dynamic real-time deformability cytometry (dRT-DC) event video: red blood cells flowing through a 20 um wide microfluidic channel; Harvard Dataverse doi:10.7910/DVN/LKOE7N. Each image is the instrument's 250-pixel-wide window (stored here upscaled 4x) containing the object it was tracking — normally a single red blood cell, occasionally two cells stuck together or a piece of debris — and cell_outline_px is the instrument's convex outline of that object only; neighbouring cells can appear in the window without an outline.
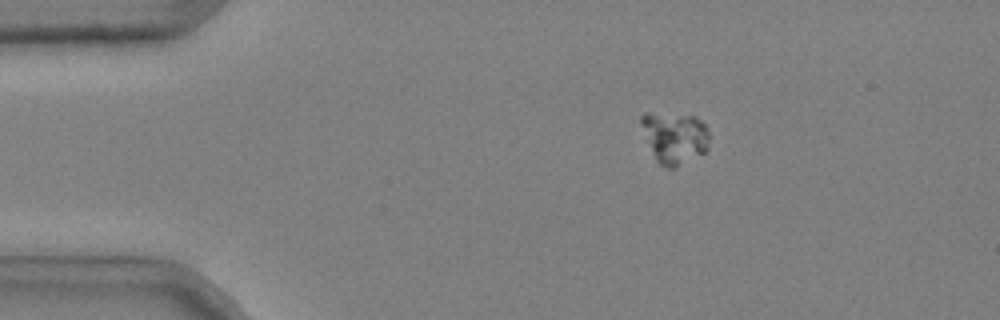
{"species": "common noctule bat (a hibernating species)", "species_latin": "Nyctalus noctula", "temperature_condition": "cold", "stored_images_in_passage": 40, "camera_frame_rate_fps": 3000, "um_per_image_px": 0.085, "animal": {"sex": "male", "body_mass_g": 20.4}, "frame": {"image": 1, "passage_image": 8, "time_ms": 2.333, "image_size_px": [1000, 320], "cell_outline_px": [[708, 148], [704, 152], [676, 168], [668, 168], [660, 164], [656, 160], [640, 124], [640, 116], [644, 112], [648, 112], [696, 116], [704, 124], [708, 132]], "centroid_in_image_um": [57.32, 11.68], "position_along_channel_um": 27.7, "area_um2": 20.4}}
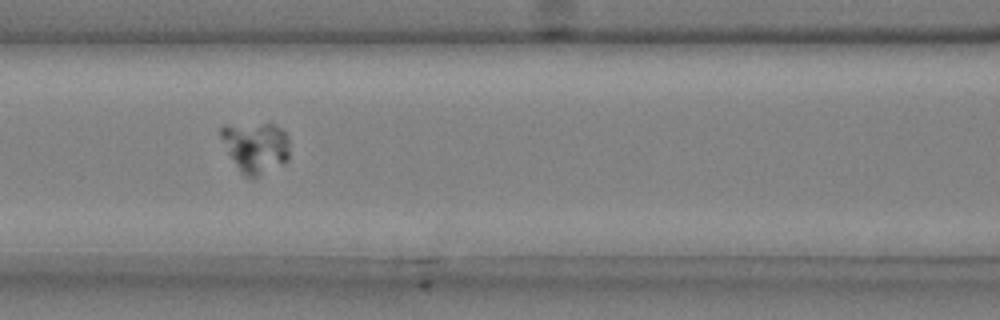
{"frame": {"image": 2, "passage_image": 22, "time_ms": 7.0, "image_size_px": [1000, 320], "cell_outline_px": [[288, 160], [284, 164], [256, 176], [244, 176], [240, 172], [228, 152], [220, 136], [220, 128], [224, 124], [272, 124], [280, 128], [288, 136]], "centroid_in_image_um": [21.72, 12.49], "position_along_channel_um": 144.9, "area_um2": 20.17}}
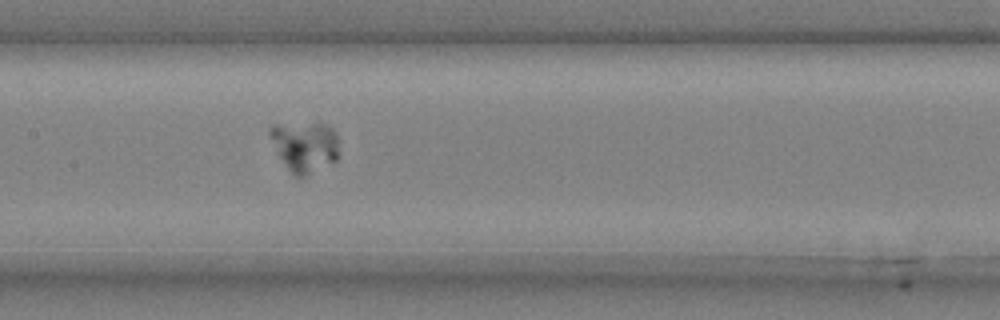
{"frame": {"image": 3, "passage_image": 25, "time_ms": 8.0, "image_size_px": [1000, 320], "cell_outline_px": [[340, 156], [336, 160], [304, 176], [296, 176], [288, 168], [276, 152], [268, 132], [268, 128], [272, 124], [320, 120], [332, 128], [336, 136]], "centroid_in_image_um": [25.9, 12.36], "position_along_channel_um": 181.5, "area_um2": 20.87}}